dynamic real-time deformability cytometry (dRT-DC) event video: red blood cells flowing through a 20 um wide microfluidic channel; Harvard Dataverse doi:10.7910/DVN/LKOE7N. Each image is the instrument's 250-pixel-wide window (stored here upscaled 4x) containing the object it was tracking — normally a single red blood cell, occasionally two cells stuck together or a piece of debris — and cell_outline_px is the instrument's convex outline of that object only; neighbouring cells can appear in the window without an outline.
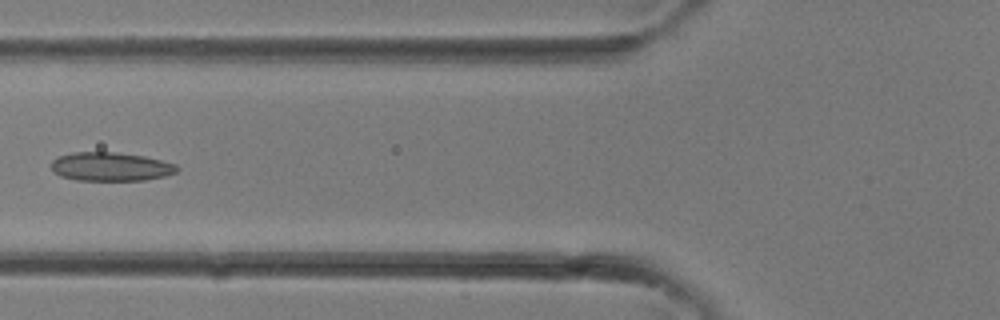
{"species": "common noctule bat (a hibernating species)", "species_latin": "Nyctalus noctula", "temperature_condition": "room temperature", "stored_images_in_passage": 25, "camera_frame_rate_fps": 3000, "um_per_image_px": 0.085, "animal": {"sex": "female"}, "frame": {"image": 1, "passage_image": 5, "time_ms": 1.333, "image_size_px": [1000, 320], "cell_outline_px": [[180, 168], [176, 172], [164, 176], [144, 180], [76, 180], [60, 176], [52, 172], [52, 160], [60, 156], [72, 152], [116, 152], [144, 156], [176, 164]], "centroid_in_image_um": [9.4, 14.16], "position_along_channel_um": 116.4, "area_um2": 21.04}}
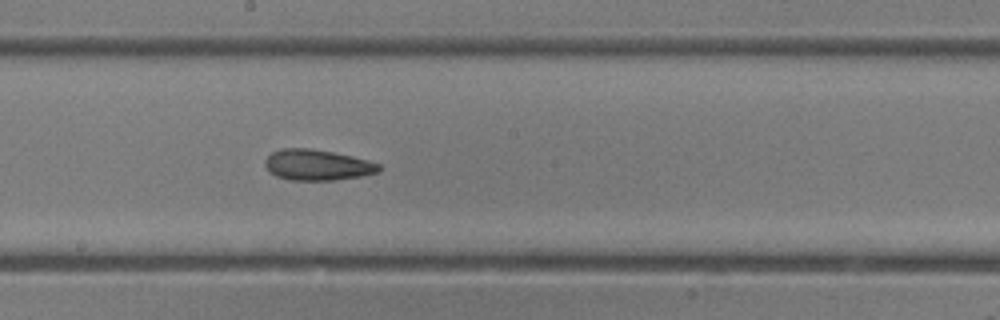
{"frame": {"image": 2, "passage_image": 10, "time_ms": 3.0, "image_size_px": [1000, 320], "cell_outline_px": [[380, 172], [360, 176], [336, 180], [288, 180], [276, 176], [268, 172], [264, 164], [264, 160], [272, 152], [280, 148], [308, 148], [332, 152], [352, 156], [368, 160], [380, 164]], "centroid_in_image_um": [26.94, 14.02], "position_along_channel_um": 221.3, "area_um2": 20.58}}
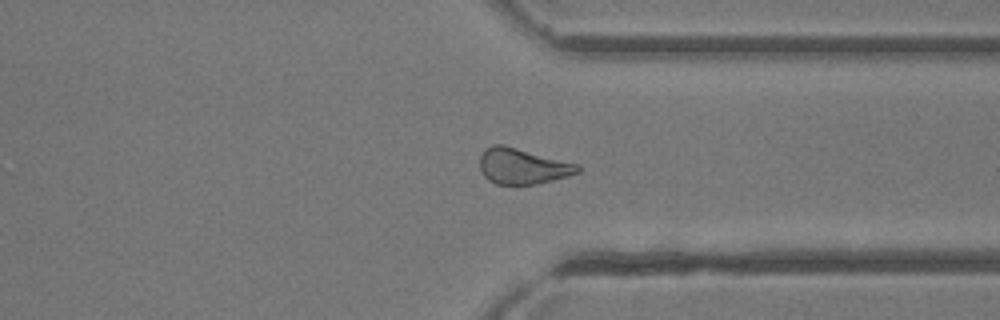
{"frame": {"image": 3, "passage_image": 17, "time_ms": 5.333, "image_size_px": [1000, 320], "cell_outline_px": [[580, 172], [552, 180], [536, 184], [496, 184], [488, 180], [484, 176], [480, 168], [480, 156], [484, 148], [492, 144], [504, 144], [580, 164]], "centroid_in_image_um": [44.4, 14.1], "position_along_channel_um": 367.0, "area_um2": 20.58}}